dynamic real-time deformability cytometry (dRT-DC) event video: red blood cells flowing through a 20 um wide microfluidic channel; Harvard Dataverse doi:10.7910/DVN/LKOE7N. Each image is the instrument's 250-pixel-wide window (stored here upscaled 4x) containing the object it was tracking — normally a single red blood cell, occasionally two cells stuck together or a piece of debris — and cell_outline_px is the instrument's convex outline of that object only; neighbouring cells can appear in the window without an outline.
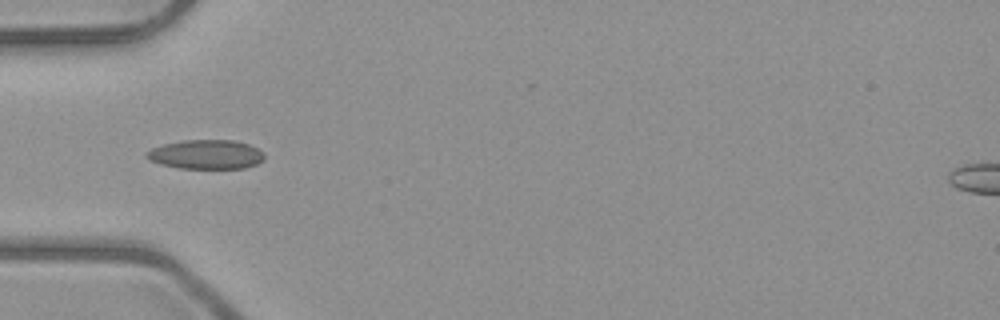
{"species": "common noctule bat (a hibernating species)", "species_latin": "Nyctalus noctula", "temperature_condition": "room temperature", "stored_images_in_passage": 4, "camera_frame_rate_fps": 3000, "um_per_image_px": 0.085, "animal": {"sex": "male", "body_mass_g": 23.1, "forearm_length_mm": 52.7}, "frame": {"image": 1, "passage_image": 4, "time_ms": 3.333, "image_size_px": [1000, 320], "cell_outline_px": [[264, 160], [256, 164], [244, 168], [180, 168], [160, 164], [144, 156], [152, 148], [164, 144], [184, 140], [232, 140], [248, 144], [264, 152]], "centroid_in_image_um": [17.54, 13.12], "position_along_channel_um": 67.5, "area_um2": 19.88}}